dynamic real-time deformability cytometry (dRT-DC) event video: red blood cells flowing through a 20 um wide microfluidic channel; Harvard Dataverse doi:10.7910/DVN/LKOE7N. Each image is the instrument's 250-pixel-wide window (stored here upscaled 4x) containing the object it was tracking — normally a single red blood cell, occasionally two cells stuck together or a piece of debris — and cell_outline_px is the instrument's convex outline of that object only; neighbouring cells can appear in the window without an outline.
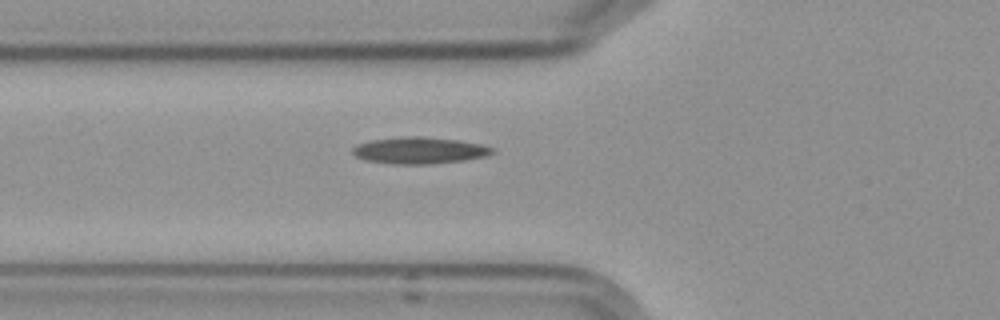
{"species": "Egyptian fruit bat (a non-hibernating species)", "species_latin": "Rousettus aegyptiacus", "temperature_condition": "cold", "stored_images_in_passage": 4, "camera_frame_rate_fps": 3000, "um_per_image_px": 0.085, "frame": {"image": 1, "passage_image": 4, "time_ms": 3.333, "image_size_px": [1000, 320], "cell_outline_px": [[496, 152], [488, 156], [464, 160], [428, 164], [392, 164], [364, 160], [356, 156], [352, 152], [352, 148], [356, 144], [372, 140], [400, 136], [424, 136], [460, 140], [480, 144], [496, 148]], "centroid_in_image_um": [35.68, 12.78], "position_along_channel_um": 90.1, "area_um2": 22.02}}